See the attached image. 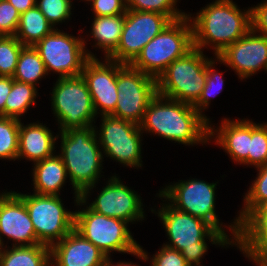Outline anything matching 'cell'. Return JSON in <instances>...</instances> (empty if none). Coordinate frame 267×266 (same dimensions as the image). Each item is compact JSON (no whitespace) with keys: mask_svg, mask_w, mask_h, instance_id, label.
<instances>
[{"mask_svg":"<svg viewBox=\"0 0 267 266\" xmlns=\"http://www.w3.org/2000/svg\"><path fill=\"white\" fill-rule=\"evenodd\" d=\"M155 197L162 202L154 207L150 205L148 211L157 216L163 226L168 240L163 244L181 252L190 266H204L209 244L215 248L235 249L236 246L222 232L205 220L176 210L158 192Z\"/></svg>","mask_w":267,"mask_h":266,"instance_id":"obj_1","label":"cell"},{"mask_svg":"<svg viewBox=\"0 0 267 266\" xmlns=\"http://www.w3.org/2000/svg\"><path fill=\"white\" fill-rule=\"evenodd\" d=\"M139 126L144 136L154 135L187 147L209 146V121L191 104L158 93L149 102Z\"/></svg>","mask_w":267,"mask_h":266,"instance_id":"obj_2","label":"cell"},{"mask_svg":"<svg viewBox=\"0 0 267 266\" xmlns=\"http://www.w3.org/2000/svg\"><path fill=\"white\" fill-rule=\"evenodd\" d=\"M197 12H187L192 25L193 47L218 56L250 29V7L233 0H210Z\"/></svg>","mask_w":267,"mask_h":266,"instance_id":"obj_3","label":"cell"},{"mask_svg":"<svg viewBox=\"0 0 267 266\" xmlns=\"http://www.w3.org/2000/svg\"><path fill=\"white\" fill-rule=\"evenodd\" d=\"M57 147L59 150L56 153L62 158L69 185H72L74 202L71 203L75 206L87 188L99 184L102 178V182L105 181L103 162L107 158L104 160L94 125L59 131Z\"/></svg>","mask_w":267,"mask_h":266,"instance_id":"obj_4","label":"cell"},{"mask_svg":"<svg viewBox=\"0 0 267 266\" xmlns=\"http://www.w3.org/2000/svg\"><path fill=\"white\" fill-rule=\"evenodd\" d=\"M219 181L207 182L201 178L169 182L158 189V193L176 210L201 218L222 232L235 246L240 235V224L236 217L223 223L216 213L217 186ZM229 232V233H228Z\"/></svg>","mask_w":267,"mask_h":266,"instance_id":"obj_5","label":"cell"},{"mask_svg":"<svg viewBox=\"0 0 267 266\" xmlns=\"http://www.w3.org/2000/svg\"><path fill=\"white\" fill-rule=\"evenodd\" d=\"M74 208V229L98 247L107 258H113L116 253L134 256L140 251V244L126 221L98 214L80 198Z\"/></svg>","mask_w":267,"mask_h":266,"instance_id":"obj_6","label":"cell"},{"mask_svg":"<svg viewBox=\"0 0 267 266\" xmlns=\"http://www.w3.org/2000/svg\"><path fill=\"white\" fill-rule=\"evenodd\" d=\"M54 78L49 93L52 115L58 131L87 128L97 122L91 94L82 75ZM55 82V83H54Z\"/></svg>","mask_w":267,"mask_h":266,"instance_id":"obj_7","label":"cell"},{"mask_svg":"<svg viewBox=\"0 0 267 266\" xmlns=\"http://www.w3.org/2000/svg\"><path fill=\"white\" fill-rule=\"evenodd\" d=\"M192 48V25L186 15L171 21L143 47L130 65L157 79L174 60L183 57Z\"/></svg>","mask_w":267,"mask_h":266,"instance_id":"obj_8","label":"cell"},{"mask_svg":"<svg viewBox=\"0 0 267 266\" xmlns=\"http://www.w3.org/2000/svg\"><path fill=\"white\" fill-rule=\"evenodd\" d=\"M212 58L193 47L174 60L156 79L157 93L193 105L200 97L207 78V62Z\"/></svg>","mask_w":267,"mask_h":266,"instance_id":"obj_9","label":"cell"},{"mask_svg":"<svg viewBox=\"0 0 267 266\" xmlns=\"http://www.w3.org/2000/svg\"><path fill=\"white\" fill-rule=\"evenodd\" d=\"M120 177L119 173H111L105 179L103 187L99 188L97 187L99 185L96 184L87 188L80 195V199L98 214L121 219L129 225L144 222L147 220L144 199L133 187L128 186L126 182L123 183L124 179L121 180ZM94 192L97 196L91 197Z\"/></svg>","mask_w":267,"mask_h":266,"instance_id":"obj_10","label":"cell"},{"mask_svg":"<svg viewBox=\"0 0 267 266\" xmlns=\"http://www.w3.org/2000/svg\"><path fill=\"white\" fill-rule=\"evenodd\" d=\"M94 125L104 159L107 157L118 165L143 170L144 136L139 124L115 117L101 115Z\"/></svg>","mask_w":267,"mask_h":266,"instance_id":"obj_11","label":"cell"},{"mask_svg":"<svg viewBox=\"0 0 267 266\" xmlns=\"http://www.w3.org/2000/svg\"><path fill=\"white\" fill-rule=\"evenodd\" d=\"M13 191L24 201L41 244L51 247L74 229V208L68 209L61 196Z\"/></svg>","mask_w":267,"mask_h":266,"instance_id":"obj_12","label":"cell"},{"mask_svg":"<svg viewBox=\"0 0 267 266\" xmlns=\"http://www.w3.org/2000/svg\"><path fill=\"white\" fill-rule=\"evenodd\" d=\"M69 34V31L54 29L33 47L44 62L47 74L57 78L75 77L81 75L85 62L89 59L85 47L83 32ZM68 31V33H67ZM79 35V36H77Z\"/></svg>","mask_w":267,"mask_h":266,"instance_id":"obj_13","label":"cell"},{"mask_svg":"<svg viewBox=\"0 0 267 266\" xmlns=\"http://www.w3.org/2000/svg\"><path fill=\"white\" fill-rule=\"evenodd\" d=\"M118 100L111 114L140 124L149 102L157 94L156 78L117 62Z\"/></svg>","mask_w":267,"mask_h":266,"instance_id":"obj_14","label":"cell"},{"mask_svg":"<svg viewBox=\"0 0 267 266\" xmlns=\"http://www.w3.org/2000/svg\"><path fill=\"white\" fill-rule=\"evenodd\" d=\"M170 22L171 20L161 13L127 10L119 45L108 59L131 64L143 47Z\"/></svg>","mask_w":267,"mask_h":266,"instance_id":"obj_15","label":"cell"},{"mask_svg":"<svg viewBox=\"0 0 267 266\" xmlns=\"http://www.w3.org/2000/svg\"><path fill=\"white\" fill-rule=\"evenodd\" d=\"M218 57L221 64L246 82L260 71L267 73V36L250 29L242 38L229 45Z\"/></svg>","mask_w":267,"mask_h":266,"instance_id":"obj_16","label":"cell"},{"mask_svg":"<svg viewBox=\"0 0 267 266\" xmlns=\"http://www.w3.org/2000/svg\"><path fill=\"white\" fill-rule=\"evenodd\" d=\"M37 244L41 243L37 239L24 201L13 189L0 191V248Z\"/></svg>","mask_w":267,"mask_h":266,"instance_id":"obj_17","label":"cell"},{"mask_svg":"<svg viewBox=\"0 0 267 266\" xmlns=\"http://www.w3.org/2000/svg\"><path fill=\"white\" fill-rule=\"evenodd\" d=\"M81 75L86 81L97 116L111 115L118 100L117 61L89 58Z\"/></svg>","mask_w":267,"mask_h":266,"instance_id":"obj_18","label":"cell"},{"mask_svg":"<svg viewBox=\"0 0 267 266\" xmlns=\"http://www.w3.org/2000/svg\"><path fill=\"white\" fill-rule=\"evenodd\" d=\"M209 121V144H215L231 159L232 164L247 167L250 151V119L223 117L218 123ZM213 122V123H212Z\"/></svg>","mask_w":267,"mask_h":266,"instance_id":"obj_19","label":"cell"},{"mask_svg":"<svg viewBox=\"0 0 267 266\" xmlns=\"http://www.w3.org/2000/svg\"><path fill=\"white\" fill-rule=\"evenodd\" d=\"M107 259L75 229L50 247L51 266H104Z\"/></svg>","mask_w":267,"mask_h":266,"instance_id":"obj_20","label":"cell"},{"mask_svg":"<svg viewBox=\"0 0 267 266\" xmlns=\"http://www.w3.org/2000/svg\"><path fill=\"white\" fill-rule=\"evenodd\" d=\"M47 123L37 120L20 121L17 161L25 160L31 165L53 156L57 151V137ZM56 149V150H55ZM20 160V161H19Z\"/></svg>","mask_w":267,"mask_h":266,"instance_id":"obj_21","label":"cell"},{"mask_svg":"<svg viewBox=\"0 0 267 266\" xmlns=\"http://www.w3.org/2000/svg\"><path fill=\"white\" fill-rule=\"evenodd\" d=\"M235 248L247 261L267 266V200L240 225Z\"/></svg>","mask_w":267,"mask_h":266,"instance_id":"obj_22","label":"cell"},{"mask_svg":"<svg viewBox=\"0 0 267 266\" xmlns=\"http://www.w3.org/2000/svg\"><path fill=\"white\" fill-rule=\"evenodd\" d=\"M91 20V25L89 26L91 30L86 31L88 33H83L86 53L89 58H108L119 45L125 14L116 16H93ZM87 42L90 43L91 49L96 48L95 51L98 50V54L102 51L101 56L97 55V52L94 53V50L92 52L88 48L89 43Z\"/></svg>","mask_w":267,"mask_h":266,"instance_id":"obj_23","label":"cell"},{"mask_svg":"<svg viewBox=\"0 0 267 266\" xmlns=\"http://www.w3.org/2000/svg\"><path fill=\"white\" fill-rule=\"evenodd\" d=\"M32 191L40 195L61 196L69 179L62 158L55 153L31 166ZM63 188V189H62ZM62 190V191H61Z\"/></svg>","mask_w":267,"mask_h":266,"instance_id":"obj_24","label":"cell"},{"mask_svg":"<svg viewBox=\"0 0 267 266\" xmlns=\"http://www.w3.org/2000/svg\"><path fill=\"white\" fill-rule=\"evenodd\" d=\"M0 266H51L50 247L43 244L1 247Z\"/></svg>","mask_w":267,"mask_h":266,"instance_id":"obj_25","label":"cell"},{"mask_svg":"<svg viewBox=\"0 0 267 266\" xmlns=\"http://www.w3.org/2000/svg\"><path fill=\"white\" fill-rule=\"evenodd\" d=\"M55 28L48 22L37 6L20 14L15 37L24 46H34Z\"/></svg>","mask_w":267,"mask_h":266,"instance_id":"obj_26","label":"cell"},{"mask_svg":"<svg viewBox=\"0 0 267 266\" xmlns=\"http://www.w3.org/2000/svg\"><path fill=\"white\" fill-rule=\"evenodd\" d=\"M38 91V87L12 78V89L5 103V117L22 120L37 105V99L41 97Z\"/></svg>","mask_w":267,"mask_h":266,"instance_id":"obj_27","label":"cell"},{"mask_svg":"<svg viewBox=\"0 0 267 266\" xmlns=\"http://www.w3.org/2000/svg\"><path fill=\"white\" fill-rule=\"evenodd\" d=\"M48 74L39 53L33 46H24L20 52L13 79L22 83L32 84L40 89L42 80Z\"/></svg>","mask_w":267,"mask_h":266,"instance_id":"obj_28","label":"cell"},{"mask_svg":"<svg viewBox=\"0 0 267 266\" xmlns=\"http://www.w3.org/2000/svg\"><path fill=\"white\" fill-rule=\"evenodd\" d=\"M254 169L257 174L242 195V207L236 211L235 217L240 225L267 200V164Z\"/></svg>","mask_w":267,"mask_h":266,"instance_id":"obj_29","label":"cell"},{"mask_svg":"<svg viewBox=\"0 0 267 266\" xmlns=\"http://www.w3.org/2000/svg\"><path fill=\"white\" fill-rule=\"evenodd\" d=\"M221 64V59L218 56H212V58L207 62V78L202 93L199 99L192 105L203 117L208 121L211 119L210 116L204 114L211 107V101L214 97H217L223 91L225 86V77H223V71L216 68Z\"/></svg>","mask_w":267,"mask_h":266,"instance_id":"obj_30","label":"cell"},{"mask_svg":"<svg viewBox=\"0 0 267 266\" xmlns=\"http://www.w3.org/2000/svg\"><path fill=\"white\" fill-rule=\"evenodd\" d=\"M20 121L0 116V160L17 161Z\"/></svg>","mask_w":267,"mask_h":266,"instance_id":"obj_31","label":"cell"},{"mask_svg":"<svg viewBox=\"0 0 267 266\" xmlns=\"http://www.w3.org/2000/svg\"><path fill=\"white\" fill-rule=\"evenodd\" d=\"M267 164V122L250 119V151L247 167L257 168Z\"/></svg>","mask_w":267,"mask_h":266,"instance_id":"obj_32","label":"cell"},{"mask_svg":"<svg viewBox=\"0 0 267 266\" xmlns=\"http://www.w3.org/2000/svg\"><path fill=\"white\" fill-rule=\"evenodd\" d=\"M73 0H36V6L46 17L48 22L55 28L64 25L72 20L74 15ZM59 25V26H58Z\"/></svg>","mask_w":267,"mask_h":266,"instance_id":"obj_33","label":"cell"},{"mask_svg":"<svg viewBox=\"0 0 267 266\" xmlns=\"http://www.w3.org/2000/svg\"><path fill=\"white\" fill-rule=\"evenodd\" d=\"M180 1L181 0H126V6L127 10L161 13L166 15L171 21H175L185 17L188 12L178 8Z\"/></svg>","mask_w":267,"mask_h":266,"instance_id":"obj_34","label":"cell"},{"mask_svg":"<svg viewBox=\"0 0 267 266\" xmlns=\"http://www.w3.org/2000/svg\"><path fill=\"white\" fill-rule=\"evenodd\" d=\"M162 245V246H161ZM159 250L155 251L154 254L150 255V252L143 249L140 244V251L134 254L139 262H148L150 266H190L185 258L182 256L181 252L164 244H161Z\"/></svg>","mask_w":267,"mask_h":266,"instance_id":"obj_35","label":"cell"},{"mask_svg":"<svg viewBox=\"0 0 267 266\" xmlns=\"http://www.w3.org/2000/svg\"><path fill=\"white\" fill-rule=\"evenodd\" d=\"M23 47L15 36H0V76L13 77Z\"/></svg>","mask_w":267,"mask_h":266,"instance_id":"obj_36","label":"cell"},{"mask_svg":"<svg viewBox=\"0 0 267 266\" xmlns=\"http://www.w3.org/2000/svg\"><path fill=\"white\" fill-rule=\"evenodd\" d=\"M20 13L7 0H0V36H14Z\"/></svg>","mask_w":267,"mask_h":266,"instance_id":"obj_37","label":"cell"},{"mask_svg":"<svg viewBox=\"0 0 267 266\" xmlns=\"http://www.w3.org/2000/svg\"><path fill=\"white\" fill-rule=\"evenodd\" d=\"M88 5L93 16H116L126 14V0H93Z\"/></svg>","mask_w":267,"mask_h":266,"instance_id":"obj_38","label":"cell"},{"mask_svg":"<svg viewBox=\"0 0 267 266\" xmlns=\"http://www.w3.org/2000/svg\"><path fill=\"white\" fill-rule=\"evenodd\" d=\"M251 29L267 36V0H262L250 7Z\"/></svg>","mask_w":267,"mask_h":266,"instance_id":"obj_39","label":"cell"},{"mask_svg":"<svg viewBox=\"0 0 267 266\" xmlns=\"http://www.w3.org/2000/svg\"><path fill=\"white\" fill-rule=\"evenodd\" d=\"M12 89V77L0 76V116L5 117V103Z\"/></svg>","mask_w":267,"mask_h":266,"instance_id":"obj_40","label":"cell"},{"mask_svg":"<svg viewBox=\"0 0 267 266\" xmlns=\"http://www.w3.org/2000/svg\"><path fill=\"white\" fill-rule=\"evenodd\" d=\"M21 14L36 6V0H7Z\"/></svg>","mask_w":267,"mask_h":266,"instance_id":"obj_41","label":"cell"},{"mask_svg":"<svg viewBox=\"0 0 267 266\" xmlns=\"http://www.w3.org/2000/svg\"><path fill=\"white\" fill-rule=\"evenodd\" d=\"M134 261L119 260L114 262L113 258H108L104 266H141V264L133 263Z\"/></svg>","mask_w":267,"mask_h":266,"instance_id":"obj_42","label":"cell"},{"mask_svg":"<svg viewBox=\"0 0 267 266\" xmlns=\"http://www.w3.org/2000/svg\"><path fill=\"white\" fill-rule=\"evenodd\" d=\"M84 2L85 4H89L90 2H92L93 0H79L78 2Z\"/></svg>","mask_w":267,"mask_h":266,"instance_id":"obj_43","label":"cell"},{"mask_svg":"<svg viewBox=\"0 0 267 266\" xmlns=\"http://www.w3.org/2000/svg\"><path fill=\"white\" fill-rule=\"evenodd\" d=\"M254 266H266V265H263V264H258V263H252Z\"/></svg>","mask_w":267,"mask_h":266,"instance_id":"obj_44","label":"cell"}]
</instances>
